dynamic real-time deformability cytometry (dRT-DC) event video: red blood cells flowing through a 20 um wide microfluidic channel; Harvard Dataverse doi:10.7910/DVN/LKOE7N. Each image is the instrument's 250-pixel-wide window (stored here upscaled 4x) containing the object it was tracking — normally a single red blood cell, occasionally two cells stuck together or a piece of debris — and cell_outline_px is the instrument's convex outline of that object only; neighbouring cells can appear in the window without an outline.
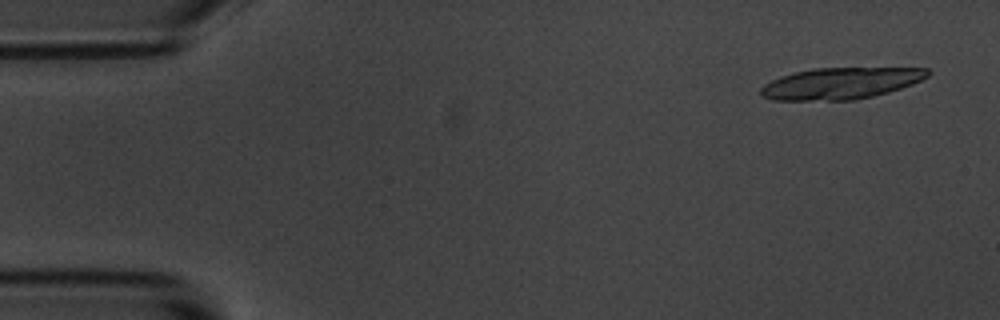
{"species": "common noctule bat (a hibernating species)", "species_latin": "Nyctalus noctula", "temperature_condition": "room temperature", "stored_images_in_passage": 18, "camera_frame_rate_fps": 3000, "um_per_image_px": 0.085, "animal": {"sex": "male", "body_mass_g": 20.1, "forearm_length_mm": 53.5}, "frame": {"image": 1, "passage_image": 3, "time_ms": 0.667, "image_size_px": [1000, 320], "cell_outline_px": [[932, 72], [928, 76], [912, 84], [888, 92], [856, 100], [772, 100], [764, 96], [760, 92], [760, 88], [764, 84], [780, 76], [812, 68], [928, 68]], "centroid_in_image_um": [71.46, 7.08], "position_along_channel_um": 13.5, "area_um2": 30.52}}